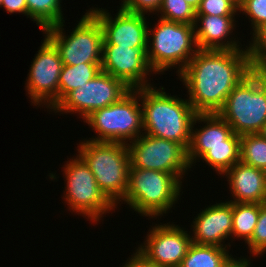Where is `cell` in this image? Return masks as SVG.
<instances>
[{
  "label": "cell",
  "mask_w": 266,
  "mask_h": 267,
  "mask_svg": "<svg viewBox=\"0 0 266 267\" xmlns=\"http://www.w3.org/2000/svg\"><path fill=\"white\" fill-rule=\"evenodd\" d=\"M247 46L240 50H198L177 75L197 114L217 113L230 92L251 73Z\"/></svg>",
  "instance_id": "cell-1"
},
{
  "label": "cell",
  "mask_w": 266,
  "mask_h": 267,
  "mask_svg": "<svg viewBox=\"0 0 266 267\" xmlns=\"http://www.w3.org/2000/svg\"><path fill=\"white\" fill-rule=\"evenodd\" d=\"M143 131L147 135L181 144L188 150L197 115L188 99L172 96L161 86L140 88Z\"/></svg>",
  "instance_id": "cell-2"
},
{
  "label": "cell",
  "mask_w": 266,
  "mask_h": 267,
  "mask_svg": "<svg viewBox=\"0 0 266 267\" xmlns=\"http://www.w3.org/2000/svg\"><path fill=\"white\" fill-rule=\"evenodd\" d=\"M77 147L78 155L90 168L101 191L118 207L128 188L130 156L127 144L86 139Z\"/></svg>",
  "instance_id": "cell-3"
},
{
  "label": "cell",
  "mask_w": 266,
  "mask_h": 267,
  "mask_svg": "<svg viewBox=\"0 0 266 267\" xmlns=\"http://www.w3.org/2000/svg\"><path fill=\"white\" fill-rule=\"evenodd\" d=\"M198 50L194 25L159 18L153 29L148 27L147 60L153 74L172 67L179 74Z\"/></svg>",
  "instance_id": "cell-4"
},
{
  "label": "cell",
  "mask_w": 266,
  "mask_h": 267,
  "mask_svg": "<svg viewBox=\"0 0 266 267\" xmlns=\"http://www.w3.org/2000/svg\"><path fill=\"white\" fill-rule=\"evenodd\" d=\"M182 181L174 174L150 169H129L128 188L123 201L141 216L157 219L175 207Z\"/></svg>",
  "instance_id": "cell-5"
},
{
  "label": "cell",
  "mask_w": 266,
  "mask_h": 267,
  "mask_svg": "<svg viewBox=\"0 0 266 267\" xmlns=\"http://www.w3.org/2000/svg\"><path fill=\"white\" fill-rule=\"evenodd\" d=\"M217 114L239 136L258 134L266 122V76L251 72L230 92Z\"/></svg>",
  "instance_id": "cell-6"
},
{
  "label": "cell",
  "mask_w": 266,
  "mask_h": 267,
  "mask_svg": "<svg viewBox=\"0 0 266 267\" xmlns=\"http://www.w3.org/2000/svg\"><path fill=\"white\" fill-rule=\"evenodd\" d=\"M139 101L140 88L131 89L118 102L91 112L83 120L97 136L88 140L128 144L141 136L144 132Z\"/></svg>",
  "instance_id": "cell-7"
},
{
  "label": "cell",
  "mask_w": 266,
  "mask_h": 267,
  "mask_svg": "<svg viewBox=\"0 0 266 267\" xmlns=\"http://www.w3.org/2000/svg\"><path fill=\"white\" fill-rule=\"evenodd\" d=\"M64 23L43 30L57 48L63 64L102 63L103 32L97 17L88 10L68 36L63 32Z\"/></svg>",
  "instance_id": "cell-8"
},
{
  "label": "cell",
  "mask_w": 266,
  "mask_h": 267,
  "mask_svg": "<svg viewBox=\"0 0 266 267\" xmlns=\"http://www.w3.org/2000/svg\"><path fill=\"white\" fill-rule=\"evenodd\" d=\"M75 157L62 166L64 181H67L63 198L65 196L64 201L70 212L72 210L97 223L104 214L117 207L101 191L85 161L79 155Z\"/></svg>",
  "instance_id": "cell-9"
},
{
  "label": "cell",
  "mask_w": 266,
  "mask_h": 267,
  "mask_svg": "<svg viewBox=\"0 0 266 267\" xmlns=\"http://www.w3.org/2000/svg\"><path fill=\"white\" fill-rule=\"evenodd\" d=\"M127 147L130 156L129 169H150L171 173L180 181L191 169L187 150L175 141L143 133L128 143Z\"/></svg>",
  "instance_id": "cell-10"
},
{
  "label": "cell",
  "mask_w": 266,
  "mask_h": 267,
  "mask_svg": "<svg viewBox=\"0 0 266 267\" xmlns=\"http://www.w3.org/2000/svg\"><path fill=\"white\" fill-rule=\"evenodd\" d=\"M130 90L121 79L100 71L83 86L70 91L51 112L79 113L84 119L91 112L118 102Z\"/></svg>",
  "instance_id": "cell-11"
},
{
  "label": "cell",
  "mask_w": 266,
  "mask_h": 267,
  "mask_svg": "<svg viewBox=\"0 0 266 267\" xmlns=\"http://www.w3.org/2000/svg\"><path fill=\"white\" fill-rule=\"evenodd\" d=\"M35 54L26 80V92L34 106L45 105L50 111L58 104L59 76L63 66L54 44L45 36Z\"/></svg>",
  "instance_id": "cell-12"
},
{
  "label": "cell",
  "mask_w": 266,
  "mask_h": 267,
  "mask_svg": "<svg viewBox=\"0 0 266 267\" xmlns=\"http://www.w3.org/2000/svg\"><path fill=\"white\" fill-rule=\"evenodd\" d=\"M160 224H155L148 230L144 243L136 251L153 264L179 267L192 243L191 234L170 222Z\"/></svg>",
  "instance_id": "cell-13"
},
{
  "label": "cell",
  "mask_w": 266,
  "mask_h": 267,
  "mask_svg": "<svg viewBox=\"0 0 266 267\" xmlns=\"http://www.w3.org/2000/svg\"><path fill=\"white\" fill-rule=\"evenodd\" d=\"M115 17L104 8H90L99 20L103 32V45H117L130 48H147V17L130 13L119 7Z\"/></svg>",
  "instance_id": "cell-14"
},
{
  "label": "cell",
  "mask_w": 266,
  "mask_h": 267,
  "mask_svg": "<svg viewBox=\"0 0 266 267\" xmlns=\"http://www.w3.org/2000/svg\"><path fill=\"white\" fill-rule=\"evenodd\" d=\"M101 71L121 79L131 89L153 85L147 78L153 71L147 60V48L103 45Z\"/></svg>",
  "instance_id": "cell-15"
},
{
  "label": "cell",
  "mask_w": 266,
  "mask_h": 267,
  "mask_svg": "<svg viewBox=\"0 0 266 267\" xmlns=\"http://www.w3.org/2000/svg\"><path fill=\"white\" fill-rule=\"evenodd\" d=\"M203 122V127L195 129L194 125ZM194 128V129H193ZM240 146V136L233 132L231 126L217 113L197 114L192 125L190 146L187 150V159L192 166L210 147Z\"/></svg>",
  "instance_id": "cell-16"
},
{
  "label": "cell",
  "mask_w": 266,
  "mask_h": 267,
  "mask_svg": "<svg viewBox=\"0 0 266 267\" xmlns=\"http://www.w3.org/2000/svg\"><path fill=\"white\" fill-rule=\"evenodd\" d=\"M194 220L192 222V243L231 247L230 242L227 245L224 242L226 239L232 237V202H216V204L209 205L204 210L200 211Z\"/></svg>",
  "instance_id": "cell-17"
},
{
  "label": "cell",
  "mask_w": 266,
  "mask_h": 267,
  "mask_svg": "<svg viewBox=\"0 0 266 267\" xmlns=\"http://www.w3.org/2000/svg\"><path fill=\"white\" fill-rule=\"evenodd\" d=\"M235 19V16L196 15L194 29L199 50L244 49V47L241 48L239 40L231 37L233 36L231 33L236 28Z\"/></svg>",
  "instance_id": "cell-18"
},
{
  "label": "cell",
  "mask_w": 266,
  "mask_h": 267,
  "mask_svg": "<svg viewBox=\"0 0 266 267\" xmlns=\"http://www.w3.org/2000/svg\"><path fill=\"white\" fill-rule=\"evenodd\" d=\"M232 203H266V171L241 161L225 174Z\"/></svg>",
  "instance_id": "cell-19"
},
{
  "label": "cell",
  "mask_w": 266,
  "mask_h": 267,
  "mask_svg": "<svg viewBox=\"0 0 266 267\" xmlns=\"http://www.w3.org/2000/svg\"><path fill=\"white\" fill-rule=\"evenodd\" d=\"M227 249L191 243L179 267H234L239 261L251 262V258H234Z\"/></svg>",
  "instance_id": "cell-20"
},
{
  "label": "cell",
  "mask_w": 266,
  "mask_h": 267,
  "mask_svg": "<svg viewBox=\"0 0 266 267\" xmlns=\"http://www.w3.org/2000/svg\"><path fill=\"white\" fill-rule=\"evenodd\" d=\"M102 63L62 66L59 76L58 103L73 89L81 87L101 71Z\"/></svg>",
  "instance_id": "cell-21"
},
{
  "label": "cell",
  "mask_w": 266,
  "mask_h": 267,
  "mask_svg": "<svg viewBox=\"0 0 266 267\" xmlns=\"http://www.w3.org/2000/svg\"><path fill=\"white\" fill-rule=\"evenodd\" d=\"M232 210V238H244L246 244L251 240L256 227L260 214V203H232Z\"/></svg>",
  "instance_id": "cell-22"
},
{
  "label": "cell",
  "mask_w": 266,
  "mask_h": 267,
  "mask_svg": "<svg viewBox=\"0 0 266 267\" xmlns=\"http://www.w3.org/2000/svg\"><path fill=\"white\" fill-rule=\"evenodd\" d=\"M62 0H26L28 18L36 22L41 31L59 24L64 20L61 7Z\"/></svg>",
  "instance_id": "cell-23"
},
{
  "label": "cell",
  "mask_w": 266,
  "mask_h": 267,
  "mask_svg": "<svg viewBox=\"0 0 266 267\" xmlns=\"http://www.w3.org/2000/svg\"><path fill=\"white\" fill-rule=\"evenodd\" d=\"M240 161L266 171V139L259 134L240 136Z\"/></svg>",
  "instance_id": "cell-24"
},
{
  "label": "cell",
  "mask_w": 266,
  "mask_h": 267,
  "mask_svg": "<svg viewBox=\"0 0 266 267\" xmlns=\"http://www.w3.org/2000/svg\"><path fill=\"white\" fill-rule=\"evenodd\" d=\"M199 160H204L217 174L224 177L223 174L240 161V146L210 147Z\"/></svg>",
  "instance_id": "cell-25"
},
{
  "label": "cell",
  "mask_w": 266,
  "mask_h": 267,
  "mask_svg": "<svg viewBox=\"0 0 266 267\" xmlns=\"http://www.w3.org/2000/svg\"><path fill=\"white\" fill-rule=\"evenodd\" d=\"M160 12V18L194 25L196 17V9L184 0H163Z\"/></svg>",
  "instance_id": "cell-26"
},
{
  "label": "cell",
  "mask_w": 266,
  "mask_h": 267,
  "mask_svg": "<svg viewBox=\"0 0 266 267\" xmlns=\"http://www.w3.org/2000/svg\"><path fill=\"white\" fill-rule=\"evenodd\" d=\"M252 36L247 46L251 71L266 76V26L259 28Z\"/></svg>",
  "instance_id": "cell-27"
},
{
  "label": "cell",
  "mask_w": 266,
  "mask_h": 267,
  "mask_svg": "<svg viewBox=\"0 0 266 267\" xmlns=\"http://www.w3.org/2000/svg\"><path fill=\"white\" fill-rule=\"evenodd\" d=\"M238 11L248 16L253 29L252 34L266 26V0H241Z\"/></svg>",
  "instance_id": "cell-28"
},
{
  "label": "cell",
  "mask_w": 266,
  "mask_h": 267,
  "mask_svg": "<svg viewBox=\"0 0 266 267\" xmlns=\"http://www.w3.org/2000/svg\"><path fill=\"white\" fill-rule=\"evenodd\" d=\"M247 245L254 257L266 252V203L260 204L258 221Z\"/></svg>",
  "instance_id": "cell-29"
},
{
  "label": "cell",
  "mask_w": 266,
  "mask_h": 267,
  "mask_svg": "<svg viewBox=\"0 0 266 267\" xmlns=\"http://www.w3.org/2000/svg\"><path fill=\"white\" fill-rule=\"evenodd\" d=\"M238 11L227 0H201L196 15L236 16Z\"/></svg>",
  "instance_id": "cell-30"
},
{
  "label": "cell",
  "mask_w": 266,
  "mask_h": 267,
  "mask_svg": "<svg viewBox=\"0 0 266 267\" xmlns=\"http://www.w3.org/2000/svg\"><path fill=\"white\" fill-rule=\"evenodd\" d=\"M162 2L163 0H123L120 5L125 11L145 15L148 12L158 13Z\"/></svg>",
  "instance_id": "cell-31"
},
{
  "label": "cell",
  "mask_w": 266,
  "mask_h": 267,
  "mask_svg": "<svg viewBox=\"0 0 266 267\" xmlns=\"http://www.w3.org/2000/svg\"><path fill=\"white\" fill-rule=\"evenodd\" d=\"M0 7H3L10 14L22 13L28 18L26 0H2Z\"/></svg>",
  "instance_id": "cell-32"
},
{
  "label": "cell",
  "mask_w": 266,
  "mask_h": 267,
  "mask_svg": "<svg viewBox=\"0 0 266 267\" xmlns=\"http://www.w3.org/2000/svg\"><path fill=\"white\" fill-rule=\"evenodd\" d=\"M129 260L125 262L122 267H162L157 264H153L142 257L137 251L128 257Z\"/></svg>",
  "instance_id": "cell-33"
},
{
  "label": "cell",
  "mask_w": 266,
  "mask_h": 267,
  "mask_svg": "<svg viewBox=\"0 0 266 267\" xmlns=\"http://www.w3.org/2000/svg\"><path fill=\"white\" fill-rule=\"evenodd\" d=\"M184 1L190 4L194 9H197L201 2V0H184Z\"/></svg>",
  "instance_id": "cell-34"
},
{
  "label": "cell",
  "mask_w": 266,
  "mask_h": 267,
  "mask_svg": "<svg viewBox=\"0 0 266 267\" xmlns=\"http://www.w3.org/2000/svg\"><path fill=\"white\" fill-rule=\"evenodd\" d=\"M237 11L240 7L241 0H227Z\"/></svg>",
  "instance_id": "cell-35"
},
{
  "label": "cell",
  "mask_w": 266,
  "mask_h": 267,
  "mask_svg": "<svg viewBox=\"0 0 266 267\" xmlns=\"http://www.w3.org/2000/svg\"><path fill=\"white\" fill-rule=\"evenodd\" d=\"M258 134L264 139H266V122L264 123Z\"/></svg>",
  "instance_id": "cell-36"
},
{
  "label": "cell",
  "mask_w": 266,
  "mask_h": 267,
  "mask_svg": "<svg viewBox=\"0 0 266 267\" xmlns=\"http://www.w3.org/2000/svg\"><path fill=\"white\" fill-rule=\"evenodd\" d=\"M250 262H238L234 267H250Z\"/></svg>",
  "instance_id": "cell-37"
}]
</instances>
